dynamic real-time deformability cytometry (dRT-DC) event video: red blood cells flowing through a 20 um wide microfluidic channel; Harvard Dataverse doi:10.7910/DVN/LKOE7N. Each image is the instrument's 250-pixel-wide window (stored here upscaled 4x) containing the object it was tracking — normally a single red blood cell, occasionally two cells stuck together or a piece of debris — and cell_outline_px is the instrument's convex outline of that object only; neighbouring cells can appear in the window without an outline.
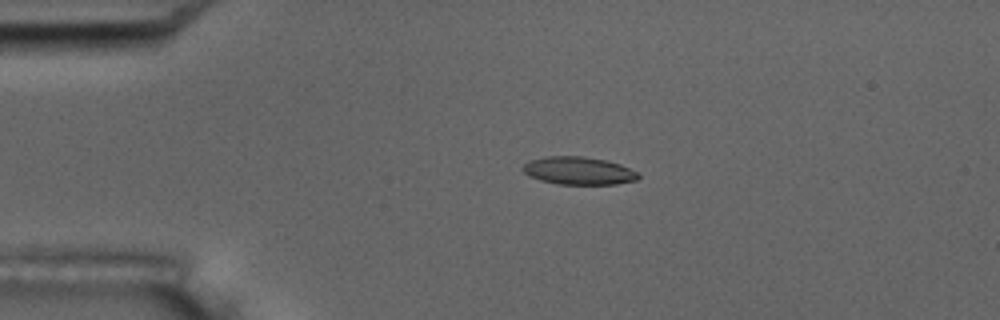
{"species": "common noctule bat (a hibernating species)", "species_latin": "Nyctalus noctula", "temperature_condition": "room temperature", "stored_images_in_passage": 5, "camera_frame_rate_fps": 3000, "um_per_image_px": 0.085, "animal": {"sex": "male", "body_mass_g": 17.5, "forearm_length_mm": 52.3}, "frame": {"image": 1, "passage_image": 4, "time_ms": 3.667, "image_size_px": [1000, 320], "cell_outline_px": [[640, 176], [636, 180], [616, 184], [560, 184], [540, 180], [524, 172], [524, 164], [528, 160], [548, 156], [580, 156], [604, 160], [620, 164], [636, 172]], "centroid_in_image_um": [49.18, 14.51], "position_along_channel_um": 35.8, "area_um2": 18.38}}